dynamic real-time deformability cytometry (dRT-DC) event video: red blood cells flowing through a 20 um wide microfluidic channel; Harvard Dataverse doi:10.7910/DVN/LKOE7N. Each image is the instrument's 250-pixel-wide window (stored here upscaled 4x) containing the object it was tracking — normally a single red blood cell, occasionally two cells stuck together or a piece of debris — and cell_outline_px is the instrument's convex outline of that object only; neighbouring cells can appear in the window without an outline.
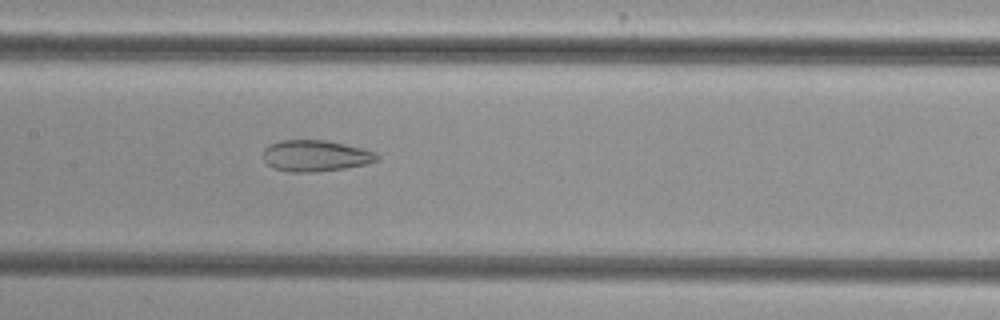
{"species": "common noctule bat (a hibernating species)", "species_latin": "Nyctalus noctula", "temperature_condition": "cold", "stored_images_in_passage": 42, "camera_frame_rate_fps": 3000, "um_per_image_px": 0.085, "animal": {"sex": "female", "body_mass_g": 29.2, "forearm_length_mm": 56.3}, "frame": {"image": 1, "passage_image": 22, "time_ms": 7.0, "image_size_px": [1000, 320], "cell_outline_px": [[380, 160], [364, 164], [344, 168], [312, 172], [288, 172], [272, 168], [264, 160], [264, 148], [268, 144], [280, 140], [328, 140], [364, 148], [376, 152], [380, 156]], "centroid_in_image_um": [26.83, 13.23], "position_along_channel_um": 180.6, "area_um2": 20.98}}
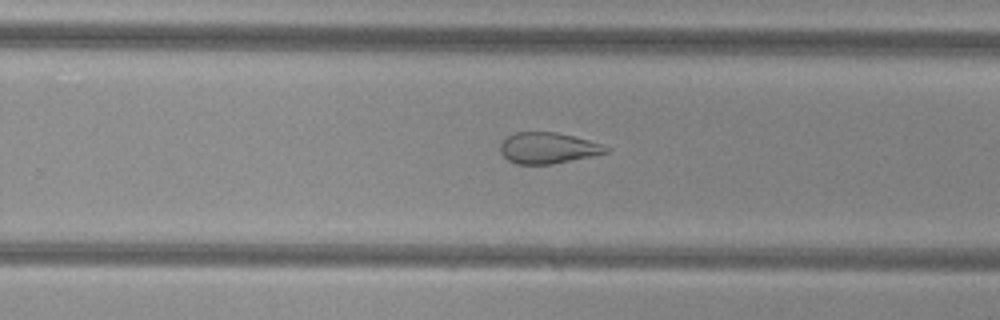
{"frame": {"image": 2, "passage_image": 30, "time_ms": 9.667, "image_size_px": [1000, 320], "cell_outline_px": [[612, 148], [608, 152], [592, 156], [552, 164], [516, 164], [508, 160], [500, 152], [500, 144], [508, 136], [516, 132], [556, 132], [604, 144]], "centroid_in_image_um": [46.6, 12.58], "position_along_channel_um": 283.2, "area_um2": 19.13}}
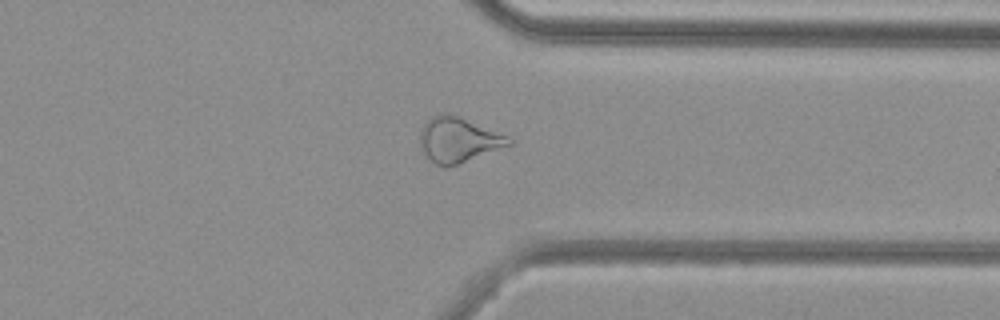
{"frame": {"image": 3, "passage_image": 37, "time_ms": 12.0, "image_size_px": [1000, 320], "cell_outline_px": [[516, 140], [512, 144], [456, 164], [444, 168], [436, 164], [424, 152], [420, 144], [420, 132], [424, 124], [432, 116], [440, 112], [448, 112], [508, 136]], "centroid_in_image_um": [38.96, 11.86], "position_along_channel_um": 372.4, "area_um2": 22.95}}